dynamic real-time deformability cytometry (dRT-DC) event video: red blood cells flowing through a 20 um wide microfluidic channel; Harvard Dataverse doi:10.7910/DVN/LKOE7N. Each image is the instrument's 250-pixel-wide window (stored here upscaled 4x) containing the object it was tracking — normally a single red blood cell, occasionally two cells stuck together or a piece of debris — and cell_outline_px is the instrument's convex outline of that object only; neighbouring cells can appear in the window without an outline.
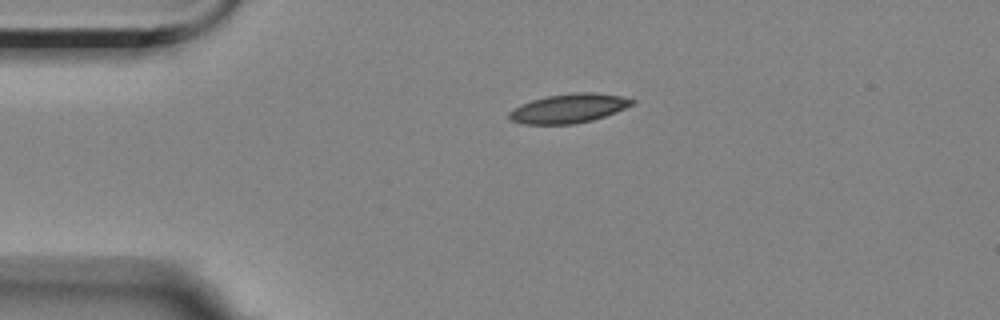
{"species": "Egyptian fruit bat (a non-hibernating species)", "species_latin": "Rousettus aegyptiacus", "temperature_condition": "room temperature", "stored_images_in_passage": 45, "camera_frame_rate_fps": 3000, "um_per_image_px": 0.085, "animal": {"sex": "female"}, "frame": {"image": 1, "passage_image": 1, "time_ms": 0.0, "image_size_px": [1000, 320], "cell_outline_px": [[636, 100], [632, 104], [616, 112], [592, 120], [572, 124], [524, 124], [512, 120], [508, 116], [508, 112], [512, 108], [520, 104], [532, 100], [548, 96], [572, 92], [596, 92], [624, 96]], "centroid_in_image_um": [48.34, 9.2], "position_along_channel_um": 36.7, "area_um2": 20.92}}
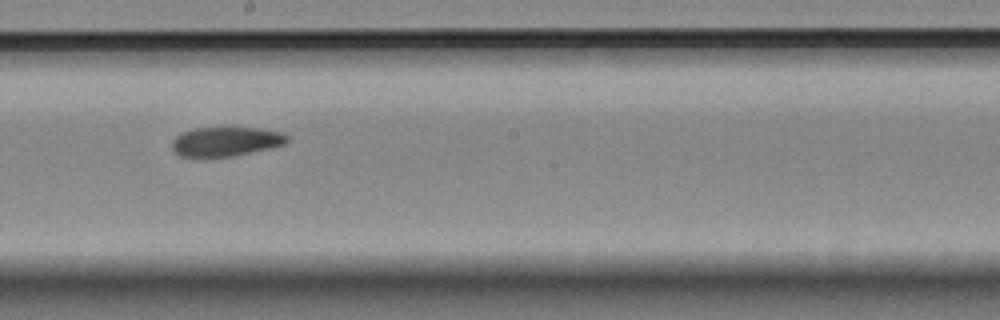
{"frame": {"image": 2, "passage_image": 20, "time_ms": 6.333, "image_size_px": [1000, 320], "cell_outline_px": [[288, 140], [284, 144], [268, 148], [232, 156], [180, 156], [172, 148], [172, 140], [176, 136], [184, 132], [196, 128], [224, 124], [228, 124], [284, 132], [288, 136]], "centroid_in_image_um": [19.21, 11.96], "position_along_channel_um": 229.0, "area_um2": 20.17}}
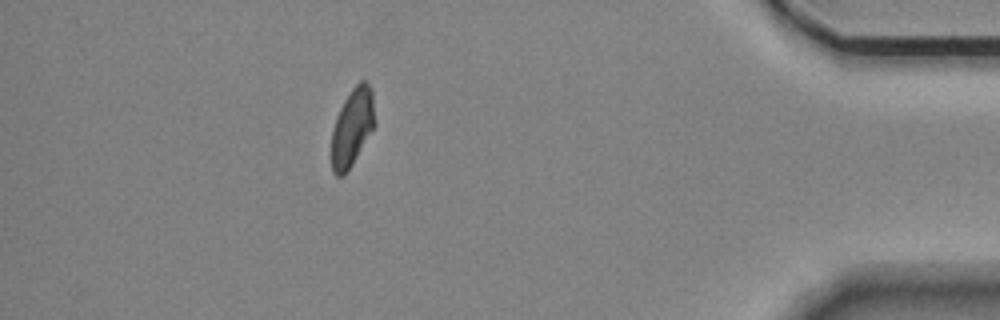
{"frame": {"image": 3, "passage_image": 39, "time_ms": 12.667, "image_size_px": [1000, 320], "cell_outline_px": [[376, 124], [352, 164], [344, 176], [336, 176], [332, 172], [332, 132], [336, 116], [344, 100], [352, 88], [360, 80], [364, 80], [372, 88]], "centroid_in_image_um": [29.95, 10.8], "position_along_channel_um": 405.2, "area_um2": 19.65}, "authors_computed_cell_mechanics": {"area_um2": 20.3456, "velocity_mm_per_s": 3.5328, "shape_relaxation_time_tau1_ms": 8.7599, "shape_relaxation_time_tau2_ms": 6.6309, "deformation_change_tau1": 0.1805, "deformation_change_tau2": 0.1131}}